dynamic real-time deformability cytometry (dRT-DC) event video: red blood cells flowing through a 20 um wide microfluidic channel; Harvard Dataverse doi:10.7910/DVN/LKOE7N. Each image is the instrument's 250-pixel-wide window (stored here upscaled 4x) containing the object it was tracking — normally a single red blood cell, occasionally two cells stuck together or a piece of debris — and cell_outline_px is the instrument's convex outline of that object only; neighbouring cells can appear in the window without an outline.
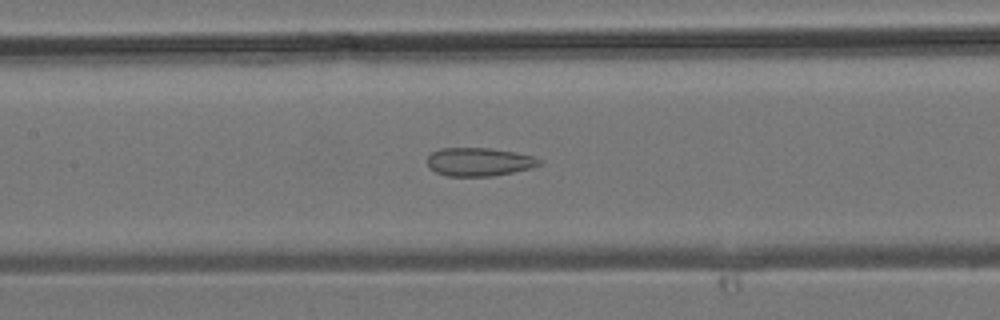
{"species": "common noctule bat (a hibernating species)", "species_latin": "Nyctalus noctula", "temperature_condition": "room temperature", "stored_images_in_passage": 36, "segment_of_instrument_passage": [1, 2], "camera_frame_rate_fps": 3000, "um_per_image_px": 0.085, "animal": {"sex": "male", "body_mass_g": 19.2, "forearm_length_mm": 51.8}, "frame": {"image": 1, "passage_image": 15, "time_ms": 4.667, "image_size_px": [1000, 320], "cell_outline_px": [[544, 160], [540, 164], [532, 168], [492, 176], [448, 176], [436, 172], [428, 168], [428, 156], [432, 152], [440, 148], [488, 148], [516, 152], [532, 156]], "centroid_in_image_um": [40.72, 13.75], "position_along_channel_um": 166.7, "area_um2": 18.55}}
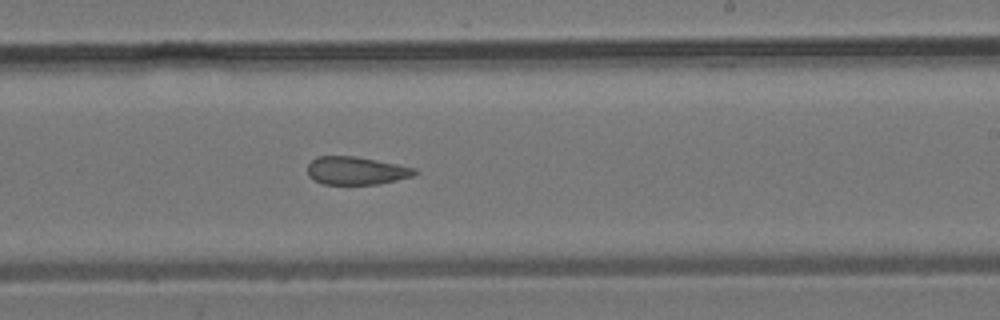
{"frame": {"image": 2, "passage_image": 20, "time_ms": 6.333, "image_size_px": [1000, 320], "cell_outline_px": [[420, 172], [412, 176], [396, 180], [376, 184], [324, 184], [312, 180], [308, 176], [308, 164], [316, 156], [356, 156], [416, 168]], "centroid_in_image_um": [30.26, 14.5], "position_along_channel_um": 258.7, "area_um2": 17.51}}
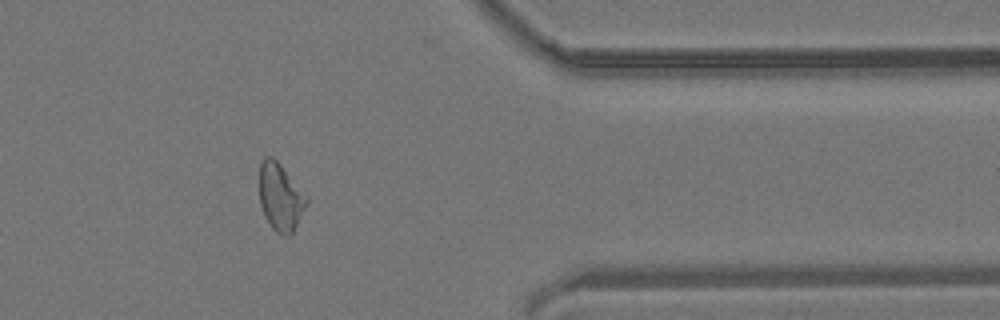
{"frame": {"image": 3, "passage_image": 28, "time_ms": 9.0, "image_size_px": [1000, 320], "cell_outline_px": [[308, 200], [292, 232], [288, 236], [276, 232], [272, 228], [264, 216], [260, 204], [260, 160], [264, 156], [272, 156], [280, 164], [308, 196]], "centroid_in_image_um": [23.81, 16.72], "position_along_channel_um": 387.6, "area_um2": 18.32}}